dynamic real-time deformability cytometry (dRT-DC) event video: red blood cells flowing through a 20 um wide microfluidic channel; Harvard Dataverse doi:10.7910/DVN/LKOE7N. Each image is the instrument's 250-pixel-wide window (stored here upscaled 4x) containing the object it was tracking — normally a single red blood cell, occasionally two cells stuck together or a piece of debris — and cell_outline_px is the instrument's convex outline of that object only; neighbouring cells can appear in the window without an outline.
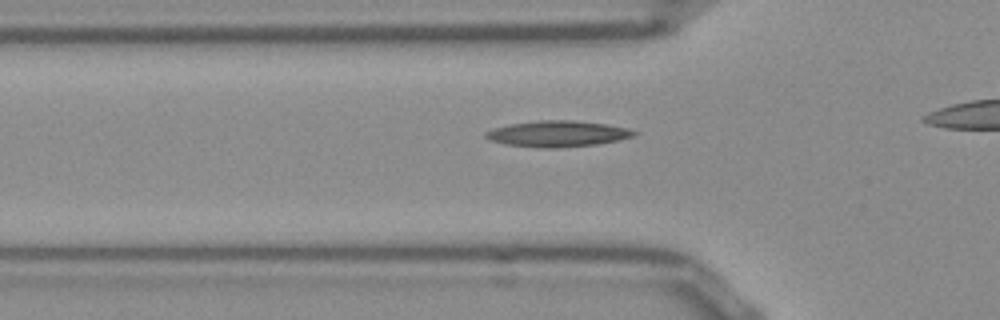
{"species": "Egyptian fruit bat (a non-hibernating species)", "species_latin": "Rousettus aegyptiacus", "temperature_condition": "room temperature", "stored_images_in_passage": 34, "camera_frame_rate_fps": 3000, "um_per_image_px": 0.085, "frame": {"image": 1, "passage_image": 9, "time_ms": 2.667, "image_size_px": [1000, 320], "cell_outline_px": [[636, 132], [632, 136], [616, 140], [596, 144], [556, 148], [540, 148], [504, 144], [488, 140], [484, 136], [484, 132], [508, 124], [540, 120], [572, 120], [608, 124], [628, 128]], "centroid_in_image_um": [47.33, 11.37], "position_along_channel_um": 78.5, "area_um2": 22.43}}
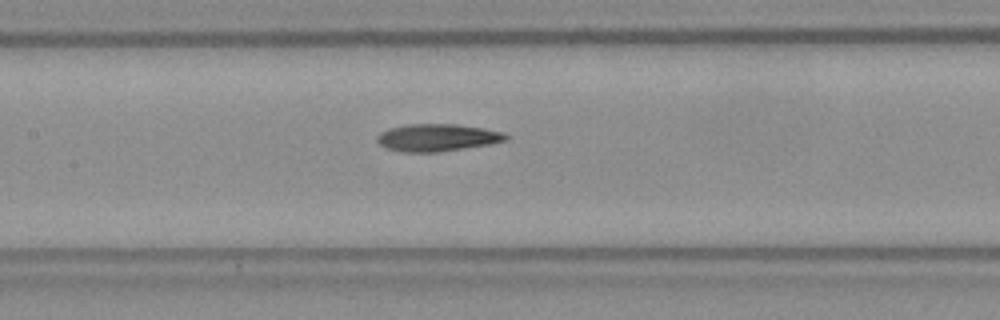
{"frame": {"image": 2, "passage_image": 16, "time_ms": 5.0, "image_size_px": [1000, 320], "cell_outline_px": [[508, 140], [488, 144], [436, 152], [404, 152], [388, 148], [380, 144], [376, 140], [376, 136], [380, 132], [388, 128], [408, 124], [456, 124], [484, 128], [504, 132], [508, 136]], "centroid_in_image_um": [37.15, 11.68], "position_along_channel_um": 170.2, "area_um2": 20.4}}
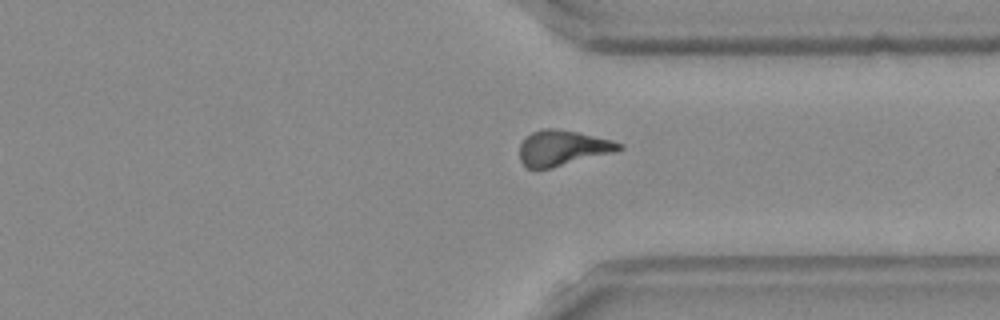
{"frame": {"image": 3, "passage_image": 31, "time_ms": 10.0, "image_size_px": [1000, 320], "cell_outline_px": [[624, 148], [612, 152], [548, 168], [528, 168], [520, 160], [520, 144], [524, 136], [532, 132], [544, 128], [552, 128], [576, 132], [612, 140], [624, 144]], "centroid_in_image_um": [47.78, 12.55], "position_along_channel_um": 363.6, "area_um2": 20.06}}